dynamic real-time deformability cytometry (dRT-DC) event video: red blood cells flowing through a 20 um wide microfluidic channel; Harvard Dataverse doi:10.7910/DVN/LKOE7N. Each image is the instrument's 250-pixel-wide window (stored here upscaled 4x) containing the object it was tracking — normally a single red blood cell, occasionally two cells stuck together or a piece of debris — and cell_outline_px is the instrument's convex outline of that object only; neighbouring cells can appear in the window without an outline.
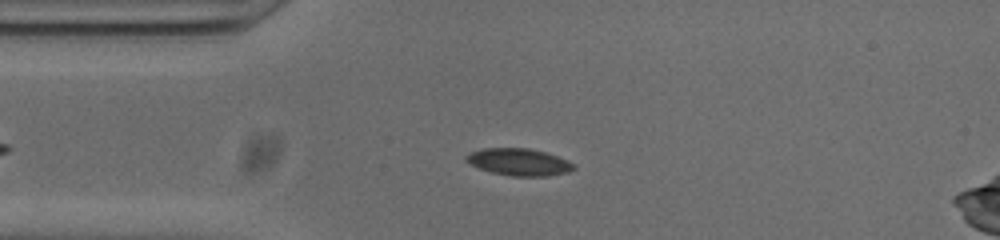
{"species": "common noctule bat (a hibernating species)", "species_latin": "Nyctalus noctula", "temperature_condition": "cold", "stored_images_in_passage": 41, "camera_frame_rate_fps": 3000, "um_per_image_px": 0.085, "animal": {"sex": "male", "body_mass_g": 20.0, "forearm_length_mm": 53.3}, "frame": {"image": 1, "passage_image": 10, "time_ms": 3.0, "image_size_px": [1000, 240], "cell_outline_px": [[576, 168], [568, 172], [548, 176], [512, 176], [492, 172], [480, 168], [464, 160], [464, 156], [468, 152], [484, 148], [528, 148], [544, 152], [568, 160], [576, 164]], "centroid_in_image_um": [44.11, 13.77], "position_along_channel_um": 40.9, "area_um2": 16.99}}
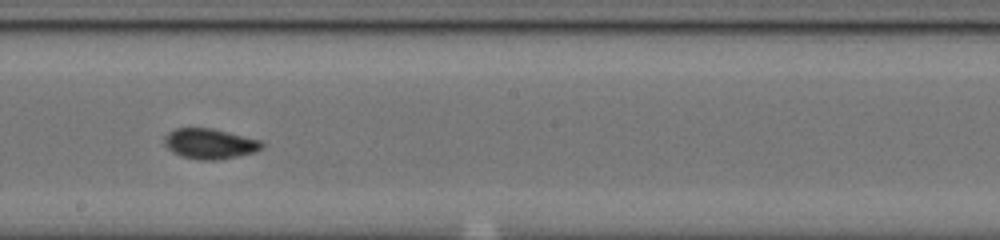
{"frame": {"image": 2, "passage_image": 26, "time_ms": 8.333, "image_size_px": [1000, 240], "cell_outline_px": [[264, 148], [256, 152], [220, 160], [200, 160], [180, 156], [172, 152], [164, 144], [164, 136], [168, 132], [176, 128], [212, 128], [260, 140], [264, 144]], "centroid_in_image_um": [17.83, 12.22], "position_along_channel_um": 230.4, "area_um2": 17.4}}
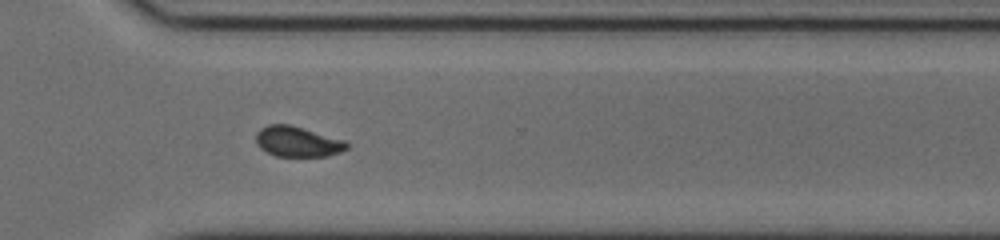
{"frame": {"image": 3, "passage_image": 35, "time_ms": 11.333, "image_size_px": [1000, 240], "cell_outline_px": [[348, 148], [340, 152], [328, 156], [276, 156], [260, 148], [256, 144], [256, 132], [260, 128], [268, 124], [292, 124], [344, 140], [348, 144]], "centroid_in_image_um": [25.27, 12.02], "position_along_channel_um": 345.3, "area_um2": 16.18}, "authors_computed_cell_mechanics": {"area_um2": 16.8198, "velocity_mm_per_s": 3.8232, "shape_relaxation_time_tau1_ms": 4.7938, "shape_relaxation_time_tau2_ms": 1.1529, "deformation_change_tau1": 0.0968, "deformation_change_tau2": 0.0497}}